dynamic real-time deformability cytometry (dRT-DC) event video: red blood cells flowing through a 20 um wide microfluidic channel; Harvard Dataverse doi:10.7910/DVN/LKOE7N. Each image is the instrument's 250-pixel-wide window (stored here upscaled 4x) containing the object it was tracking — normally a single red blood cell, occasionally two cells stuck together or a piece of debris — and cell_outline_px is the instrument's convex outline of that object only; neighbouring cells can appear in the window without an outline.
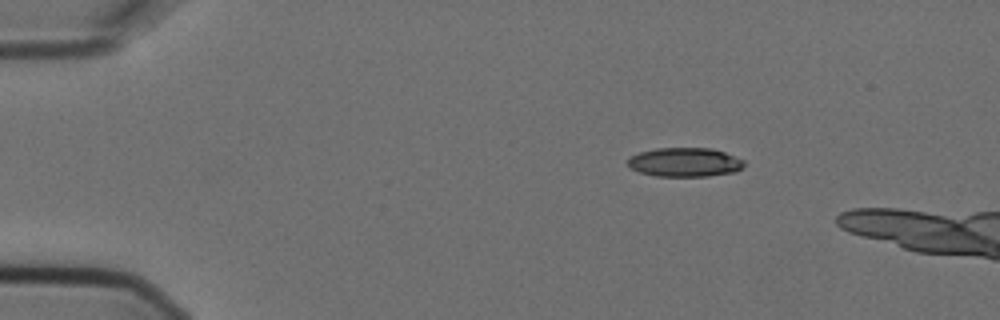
{"species": "Egyptian fruit bat (a non-hibernating species)", "species_latin": "Rousettus aegyptiacus", "temperature_condition": "cold", "stored_images_in_passage": 6, "segment_of_instrument_passage": [2, 2], "camera_frame_rate_fps": 3000, "um_per_image_px": 0.085, "animal": {"sex": "female"}, "frame": {"image": 1, "passage_image": 6, "time_ms": 1.667, "image_size_px": [1000, 320], "cell_outline_px": [[744, 168], [736, 172], [708, 176], [656, 176], [640, 172], [628, 168], [628, 156], [640, 152], [656, 148], [712, 148], [724, 152], [744, 160]], "centroid_in_image_um": [58.2, 13.79], "position_along_channel_um": 26.8, "area_um2": 19.88}}